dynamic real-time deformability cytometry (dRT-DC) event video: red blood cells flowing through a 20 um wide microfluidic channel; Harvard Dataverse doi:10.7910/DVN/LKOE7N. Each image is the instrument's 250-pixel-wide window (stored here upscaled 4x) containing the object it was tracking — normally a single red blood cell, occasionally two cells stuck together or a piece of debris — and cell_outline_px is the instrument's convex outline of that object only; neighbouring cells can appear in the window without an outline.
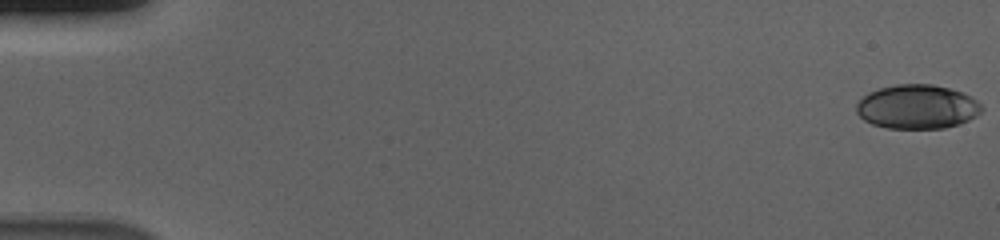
{"species": "human", "species_latin": "Homo sapiens", "temperature_condition": "cold", "stored_images_in_passage": 56, "camera_frame_rate_fps": 3000, "um_per_image_px": 0.085, "donor": {"sex": "male"}, "frame": {"image": 1, "passage_image": 1, "time_ms": 0.0, "image_size_px": [1000, 240], "cell_outline_px": [[984, 108], [976, 116], [960, 124], [944, 128], [888, 128], [872, 124], [864, 120], [856, 112], [856, 104], [868, 92], [880, 88], [896, 84], [932, 84], [964, 92], [972, 96]], "centroid_in_image_um": [77.97, 9.07], "position_along_channel_um": 7.0, "area_um2": 32.31}}
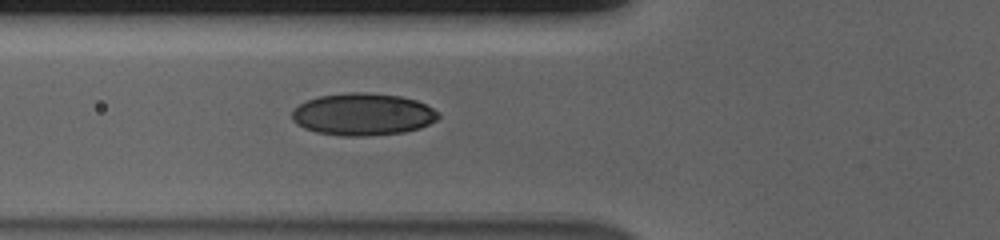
{"frame": {"image": 2, "passage_image": 22, "time_ms": 7.0, "image_size_px": [1000, 240], "cell_outline_px": [[440, 116], [436, 120], [420, 128], [404, 132], [368, 136], [340, 136], [316, 132], [304, 128], [296, 124], [292, 120], [292, 112], [300, 104], [308, 100], [320, 96], [348, 92], [364, 92], [400, 96], [416, 100], [440, 112]], "centroid_in_image_um": [30.85, 9.72], "position_along_channel_um": 95.0, "area_um2": 36.01}}
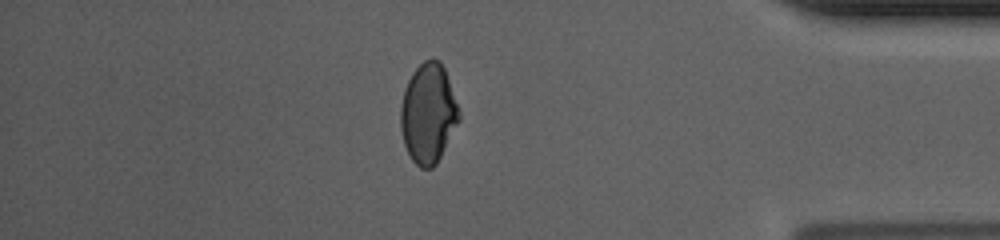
{"frame": {"image": 3, "passage_image": 49, "time_ms": 16.0, "image_size_px": [1000, 240], "cell_outline_px": [[460, 120], [436, 164], [432, 168], [420, 168], [412, 160], [404, 144], [400, 128], [400, 108], [404, 88], [412, 72], [424, 60], [440, 60], [444, 68], [460, 112]], "centroid_in_image_um": [36.38, 9.65], "position_along_channel_um": 398.8, "area_um2": 33.81}, "authors_computed_cell_mechanics": {"area_um2": 33.524, "velocity_mm_per_s": 3.7147, "shape_relaxation_time_tau1_ms": 8.6683, "shape_relaxation_time_tau2_ms": 1.6931, "deformation_change_tau1": 0.174, "deformation_change_tau2": 0.0444}}